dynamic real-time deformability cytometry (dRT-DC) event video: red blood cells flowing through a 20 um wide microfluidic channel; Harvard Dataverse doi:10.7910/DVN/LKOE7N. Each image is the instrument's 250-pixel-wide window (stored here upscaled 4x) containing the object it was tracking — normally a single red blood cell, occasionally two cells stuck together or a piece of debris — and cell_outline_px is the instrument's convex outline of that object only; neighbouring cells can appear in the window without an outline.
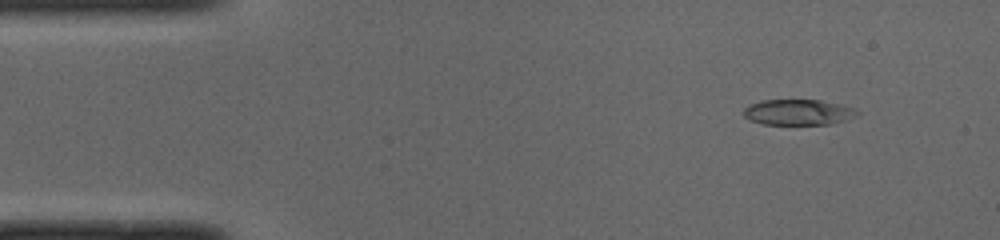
{"species": "common noctule bat (a hibernating species)", "species_latin": "Nyctalus noctula", "temperature_condition": "cold", "stored_images_in_passage": 50, "camera_frame_rate_fps": 3000, "um_per_image_px": 0.085, "animal": {"sex": "male", "body_mass_g": 19.0, "forearm_length_mm": 50.8}, "frame": {"image": 1, "passage_image": 5, "time_ms": 1.333, "image_size_px": [1000, 240], "cell_outline_px": [[860, 112], [844, 120], [828, 124], [764, 124], [752, 120], [744, 116], [744, 108], [760, 100], [820, 100], [856, 108]], "centroid_in_image_um": [67.84, 9.53], "position_along_channel_um": 17.2, "area_um2": 16.65}}
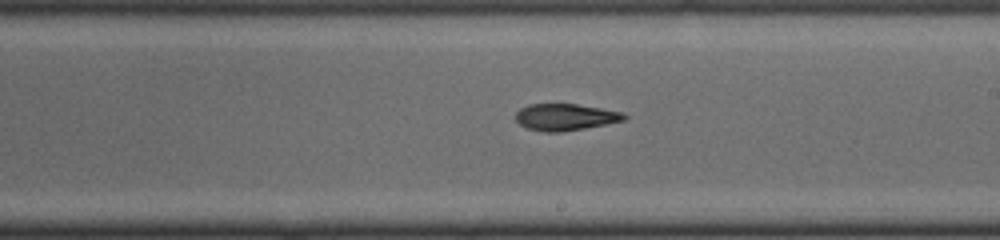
{"frame": {"image": 2, "passage_image": 28, "time_ms": 9.0, "image_size_px": [1000, 240], "cell_outline_px": [[628, 116], [624, 120], [584, 128], [560, 132], [544, 132], [528, 128], [520, 124], [516, 120], [516, 112], [520, 108], [528, 104], [576, 104], [624, 112]], "centroid_in_image_um": [48.04, 9.94], "position_along_channel_um": 241.0, "area_um2": 16.76}}
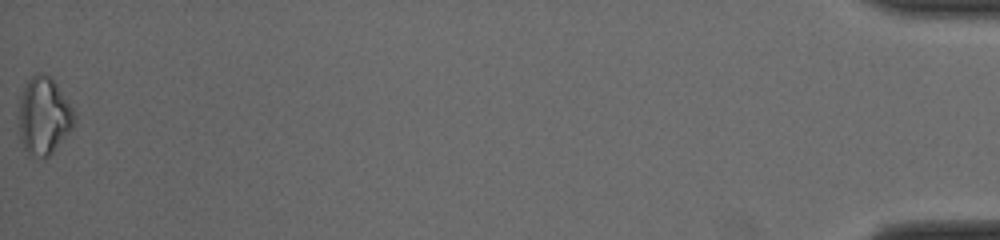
{"frame": {"image": 3, "passage_image": 50, "time_ms": 16.333, "image_size_px": [1000, 240], "cell_outline_px": [[72, 128], [52, 152], [44, 160], [28, 156], [20, 140], [20, 96], [28, 80], [36, 72], [44, 72], [56, 84], [72, 108]], "centroid_in_image_um": [3.68, 9.89], "position_along_channel_um": 431.5, "area_um2": 24.57}}